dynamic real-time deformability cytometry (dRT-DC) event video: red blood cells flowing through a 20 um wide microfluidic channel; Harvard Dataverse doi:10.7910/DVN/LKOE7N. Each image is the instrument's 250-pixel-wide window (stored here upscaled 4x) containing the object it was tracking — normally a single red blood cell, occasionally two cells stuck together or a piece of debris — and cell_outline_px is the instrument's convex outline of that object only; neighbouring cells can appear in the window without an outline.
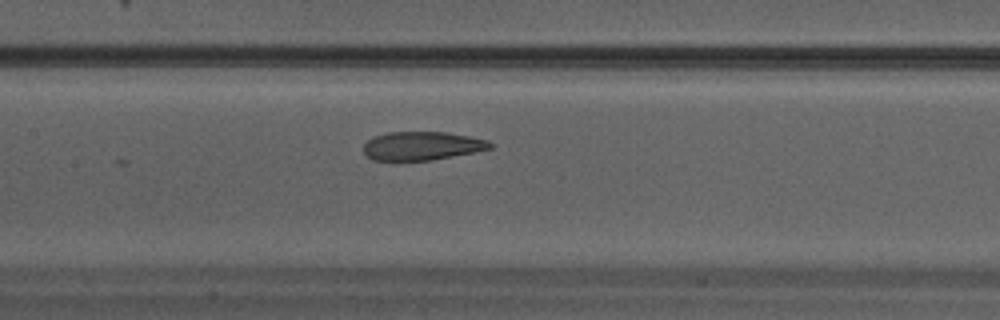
{"species": "Egyptian fruit bat (a non-hibernating species)", "species_latin": "Rousettus aegyptiacus", "temperature_condition": "warm", "stored_images_in_passage": 13, "camera_frame_rate_fps": 3000, "um_per_image_px": 0.085, "animal": {"sex": "male"}, "frame": {"image": 1, "passage_image": 10, "time_ms": 3.0, "image_size_px": [1000, 320], "cell_outline_px": [[496, 144], [492, 148], [432, 160], [372, 160], [364, 152], [364, 144], [372, 136], [388, 132], [444, 132], [468, 136], [488, 140]], "centroid_in_image_um": [35.87, 12.39], "position_along_channel_um": 171.5, "area_um2": 20.98}}